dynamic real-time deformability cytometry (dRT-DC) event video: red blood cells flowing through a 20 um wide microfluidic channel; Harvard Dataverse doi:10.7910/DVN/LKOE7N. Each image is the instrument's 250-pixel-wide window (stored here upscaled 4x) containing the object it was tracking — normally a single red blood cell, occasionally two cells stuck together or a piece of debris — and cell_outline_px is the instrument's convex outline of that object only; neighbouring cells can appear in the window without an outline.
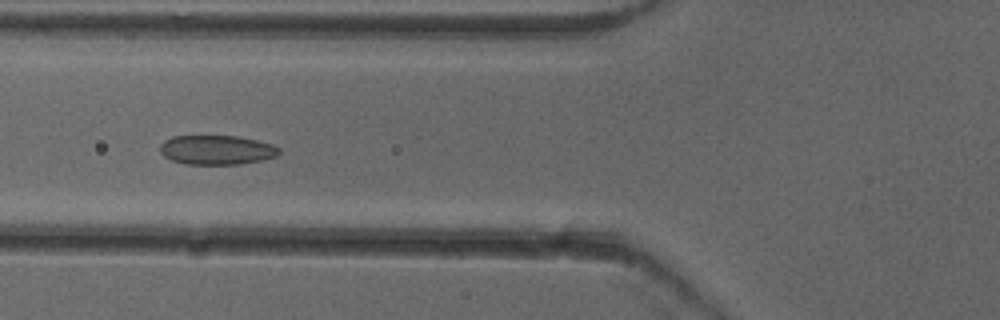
{"species": "common noctule bat (a hibernating species)", "species_latin": "Nyctalus noctula", "temperature_condition": "cold", "stored_images_in_passage": 53, "camera_frame_rate_fps": 3000, "um_per_image_px": 0.085, "animal": {"sex": "female"}, "frame": {"image": 1, "passage_image": 21, "time_ms": 6.667, "image_size_px": [1000, 320], "cell_outline_px": [[280, 152], [276, 156], [260, 160], [240, 164], [184, 164], [172, 160], [164, 156], [160, 152], [160, 144], [164, 140], [172, 136], [236, 136], [256, 140], [272, 144], [280, 148]], "centroid_in_image_um": [18.39, 12.74], "position_along_channel_um": 107.4, "area_um2": 20.35}}
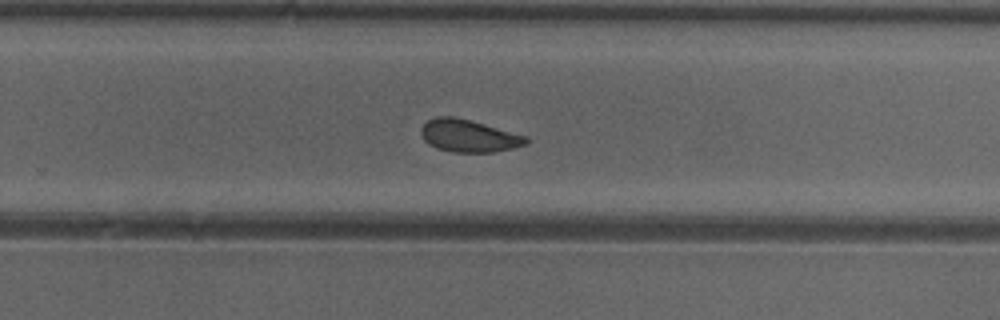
{"frame": {"image": 2, "passage_image": 35, "time_ms": 11.333, "image_size_px": [1000, 320], "cell_outline_px": [[528, 144], [512, 148], [492, 152], [452, 152], [436, 148], [428, 144], [420, 136], [420, 128], [428, 120], [436, 116], [452, 116], [468, 120], [528, 136]], "centroid_in_image_um": [39.81, 11.55], "position_along_channel_um": 290.0, "area_um2": 19.83}}
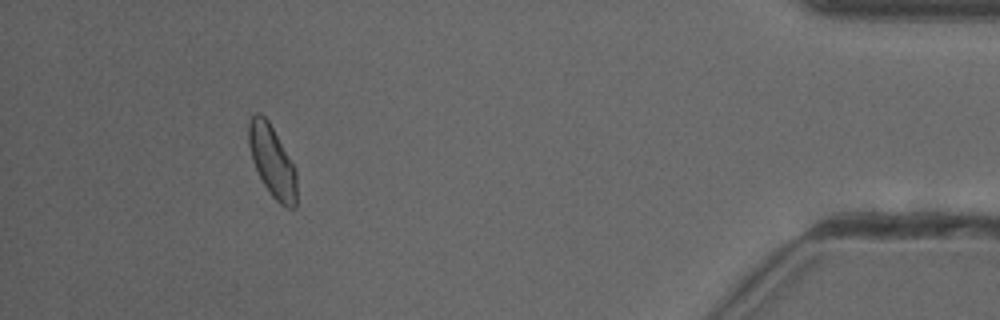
{"frame": {"image": 3, "passage_image": 49, "time_ms": 16.0, "image_size_px": [1000, 320], "cell_outline_px": [[296, 208], [288, 208], [280, 204], [272, 196], [264, 184], [252, 160], [248, 144], [248, 120], [256, 112], [260, 112], [268, 120], [296, 168]], "centroid_in_image_um": [23.13, 13.68], "position_along_channel_um": 412.1, "area_um2": 20.0}, "authors_computed_cell_mechanics": {"area_um2": 20.3456, "velocity_mm_per_s": 3.913, "shape_relaxation_time_tau1_ms": null, "shape_relaxation_time_tau2_ms": 2.1513, "deformation_change_tau1": null, "deformation_change_tau2": 0.0686}}